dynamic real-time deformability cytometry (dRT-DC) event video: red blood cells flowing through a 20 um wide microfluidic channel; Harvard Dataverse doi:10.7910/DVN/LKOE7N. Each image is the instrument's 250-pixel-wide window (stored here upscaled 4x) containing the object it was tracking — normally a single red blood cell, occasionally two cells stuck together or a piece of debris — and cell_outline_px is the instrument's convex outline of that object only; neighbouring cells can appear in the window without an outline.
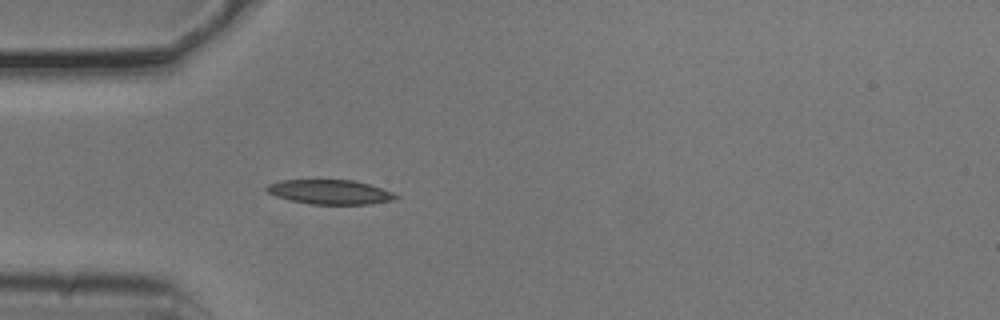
{"species": "common noctule bat (a hibernating species)", "species_latin": "Nyctalus noctula", "temperature_condition": "cold", "stored_images_in_passage": 3, "camera_frame_rate_fps": 3000, "um_per_image_px": 0.085, "animal": {"sex": "male", "body_mass_g": 20.5, "forearm_length_mm": 52.5}, "frame": {"image": 1, "passage_image": 3, "time_ms": 0.667, "image_size_px": [1000, 320], "cell_outline_px": [[400, 196], [392, 200], [368, 204], [308, 204], [288, 200], [276, 196], [268, 192], [264, 188], [268, 184], [280, 180], [352, 180], [368, 184], [392, 192]], "centroid_in_image_um": [28.0, 16.32], "position_along_channel_um": 57.0, "area_um2": 18.32}}